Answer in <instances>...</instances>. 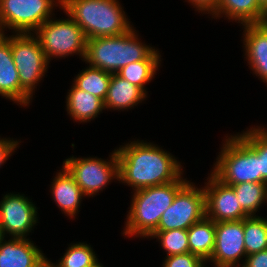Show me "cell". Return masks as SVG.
I'll list each match as a JSON object with an SVG mask.
<instances>
[{
	"label": "cell",
	"instance_id": "1",
	"mask_svg": "<svg viewBox=\"0 0 267 267\" xmlns=\"http://www.w3.org/2000/svg\"><path fill=\"white\" fill-rule=\"evenodd\" d=\"M119 183L133 191L178 181L183 175L181 162L159 145L134 140L116 149Z\"/></svg>",
	"mask_w": 267,
	"mask_h": 267
},
{
	"label": "cell",
	"instance_id": "2",
	"mask_svg": "<svg viewBox=\"0 0 267 267\" xmlns=\"http://www.w3.org/2000/svg\"><path fill=\"white\" fill-rule=\"evenodd\" d=\"M86 39L117 36L133 28L119 0H62V9Z\"/></svg>",
	"mask_w": 267,
	"mask_h": 267
},
{
	"label": "cell",
	"instance_id": "3",
	"mask_svg": "<svg viewBox=\"0 0 267 267\" xmlns=\"http://www.w3.org/2000/svg\"><path fill=\"white\" fill-rule=\"evenodd\" d=\"M183 178L134 191L122 234L148 239L157 229L162 214L173 203L177 192L189 181Z\"/></svg>",
	"mask_w": 267,
	"mask_h": 267
},
{
	"label": "cell",
	"instance_id": "4",
	"mask_svg": "<svg viewBox=\"0 0 267 267\" xmlns=\"http://www.w3.org/2000/svg\"><path fill=\"white\" fill-rule=\"evenodd\" d=\"M138 37L133 27L121 35L87 39L84 62L111 74L117 73L129 63L145 60L155 50Z\"/></svg>",
	"mask_w": 267,
	"mask_h": 267
},
{
	"label": "cell",
	"instance_id": "5",
	"mask_svg": "<svg viewBox=\"0 0 267 267\" xmlns=\"http://www.w3.org/2000/svg\"><path fill=\"white\" fill-rule=\"evenodd\" d=\"M225 137L211 173L226 185L267 183L260 174L258 154L238 134Z\"/></svg>",
	"mask_w": 267,
	"mask_h": 267
},
{
	"label": "cell",
	"instance_id": "6",
	"mask_svg": "<svg viewBox=\"0 0 267 267\" xmlns=\"http://www.w3.org/2000/svg\"><path fill=\"white\" fill-rule=\"evenodd\" d=\"M10 43L13 61L19 73L21 107L29 106L37 84L48 71L49 62L33 33L12 34Z\"/></svg>",
	"mask_w": 267,
	"mask_h": 267
},
{
	"label": "cell",
	"instance_id": "7",
	"mask_svg": "<svg viewBox=\"0 0 267 267\" xmlns=\"http://www.w3.org/2000/svg\"><path fill=\"white\" fill-rule=\"evenodd\" d=\"M67 16V19L51 17L33 33L40 41L49 63L53 58H66L75 54L84 61L87 39L78 24Z\"/></svg>",
	"mask_w": 267,
	"mask_h": 267
},
{
	"label": "cell",
	"instance_id": "8",
	"mask_svg": "<svg viewBox=\"0 0 267 267\" xmlns=\"http://www.w3.org/2000/svg\"><path fill=\"white\" fill-rule=\"evenodd\" d=\"M55 6L62 9V0H0V33L6 34L5 28L13 34L34 33L53 17Z\"/></svg>",
	"mask_w": 267,
	"mask_h": 267
},
{
	"label": "cell",
	"instance_id": "9",
	"mask_svg": "<svg viewBox=\"0 0 267 267\" xmlns=\"http://www.w3.org/2000/svg\"><path fill=\"white\" fill-rule=\"evenodd\" d=\"M110 154L109 160L98 157L70 156L63 161V166L74 177L86 197L97 195L113 179H119L116 149Z\"/></svg>",
	"mask_w": 267,
	"mask_h": 267
},
{
	"label": "cell",
	"instance_id": "10",
	"mask_svg": "<svg viewBox=\"0 0 267 267\" xmlns=\"http://www.w3.org/2000/svg\"><path fill=\"white\" fill-rule=\"evenodd\" d=\"M206 216L205 192L188 181L176 194L173 203L162 214L155 231L188 230Z\"/></svg>",
	"mask_w": 267,
	"mask_h": 267
},
{
	"label": "cell",
	"instance_id": "11",
	"mask_svg": "<svg viewBox=\"0 0 267 267\" xmlns=\"http://www.w3.org/2000/svg\"><path fill=\"white\" fill-rule=\"evenodd\" d=\"M24 194L7 193L0 201V224L5 237L27 238L38 222V208Z\"/></svg>",
	"mask_w": 267,
	"mask_h": 267
},
{
	"label": "cell",
	"instance_id": "12",
	"mask_svg": "<svg viewBox=\"0 0 267 267\" xmlns=\"http://www.w3.org/2000/svg\"><path fill=\"white\" fill-rule=\"evenodd\" d=\"M215 245L211 258L214 267H242L239 263L246 258L243 219L215 223Z\"/></svg>",
	"mask_w": 267,
	"mask_h": 267
},
{
	"label": "cell",
	"instance_id": "13",
	"mask_svg": "<svg viewBox=\"0 0 267 267\" xmlns=\"http://www.w3.org/2000/svg\"><path fill=\"white\" fill-rule=\"evenodd\" d=\"M210 175V176H209ZM203 186L205 192L206 217L215 223L239 221L249 215L241 208L234 189L222 183L211 172Z\"/></svg>",
	"mask_w": 267,
	"mask_h": 267
},
{
	"label": "cell",
	"instance_id": "14",
	"mask_svg": "<svg viewBox=\"0 0 267 267\" xmlns=\"http://www.w3.org/2000/svg\"><path fill=\"white\" fill-rule=\"evenodd\" d=\"M0 267H48V258L29 238L5 237L0 243Z\"/></svg>",
	"mask_w": 267,
	"mask_h": 267
},
{
	"label": "cell",
	"instance_id": "15",
	"mask_svg": "<svg viewBox=\"0 0 267 267\" xmlns=\"http://www.w3.org/2000/svg\"><path fill=\"white\" fill-rule=\"evenodd\" d=\"M245 59L250 70L267 84V25L265 23L242 25Z\"/></svg>",
	"mask_w": 267,
	"mask_h": 267
},
{
	"label": "cell",
	"instance_id": "16",
	"mask_svg": "<svg viewBox=\"0 0 267 267\" xmlns=\"http://www.w3.org/2000/svg\"><path fill=\"white\" fill-rule=\"evenodd\" d=\"M51 194L55 204L71 219L78 214L83 197H86L74 177L62 165L51 182Z\"/></svg>",
	"mask_w": 267,
	"mask_h": 267
},
{
	"label": "cell",
	"instance_id": "17",
	"mask_svg": "<svg viewBox=\"0 0 267 267\" xmlns=\"http://www.w3.org/2000/svg\"><path fill=\"white\" fill-rule=\"evenodd\" d=\"M0 96L21 105L19 73L12 57L10 36L0 33Z\"/></svg>",
	"mask_w": 267,
	"mask_h": 267
},
{
	"label": "cell",
	"instance_id": "18",
	"mask_svg": "<svg viewBox=\"0 0 267 267\" xmlns=\"http://www.w3.org/2000/svg\"><path fill=\"white\" fill-rule=\"evenodd\" d=\"M147 94L138 86L131 84L117 73L111 75L107 95L104 100L105 109L127 110L144 102Z\"/></svg>",
	"mask_w": 267,
	"mask_h": 267
},
{
	"label": "cell",
	"instance_id": "19",
	"mask_svg": "<svg viewBox=\"0 0 267 267\" xmlns=\"http://www.w3.org/2000/svg\"><path fill=\"white\" fill-rule=\"evenodd\" d=\"M225 15L229 20H235L241 26L245 24L263 23L266 11L258 0H218L216 11L211 18L219 19Z\"/></svg>",
	"mask_w": 267,
	"mask_h": 267
},
{
	"label": "cell",
	"instance_id": "20",
	"mask_svg": "<svg viewBox=\"0 0 267 267\" xmlns=\"http://www.w3.org/2000/svg\"><path fill=\"white\" fill-rule=\"evenodd\" d=\"M65 102L67 114L75 122L87 123L105 110L102 99L77 88L74 84L68 90Z\"/></svg>",
	"mask_w": 267,
	"mask_h": 267
},
{
	"label": "cell",
	"instance_id": "21",
	"mask_svg": "<svg viewBox=\"0 0 267 267\" xmlns=\"http://www.w3.org/2000/svg\"><path fill=\"white\" fill-rule=\"evenodd\" d=\"M189 253L200 256L207 262L215 245V222L206 216L194 223L188 230Z\"/></svg>",
	"mask_w": 267,
	"mask_h": 267
},
{
	"label": "cell",
	"instance_id": "22",
	"mask_svg": "<svg viewBox=\"0 0 267 267\" xmlns=\"http://www.w3.org/2000/svg\"><path fill=\"white\" fill-rule=\"evenodd\" d=\"M160 62L161 54L158 49H155L145 60L129 63L122 67L117 74L148 94L145 85L155 77L154 75L161 65Z\"/></svg>",
	"mask_w": 267,
	"mask_h": 267
},
{
	"label": "cell",
	"instance_id": "23",
	"mask_svg": "<svg viewBox=\"0 0 267 267\" xmlns=\"http://www.w3.org/2000/svg\"><path fill=\"white\" fill-rule=\"evenodd\" d=\"M229 186L234 189L241 208L249 216H256L262 204L267 203V183L243 182Z\"/></svg>",
	"mask_w": 267,
	"mask_h": 267
},
{
	"label": "cell",
	"instance_id": "24",
	"mask_svg": "<svg viewBox=\"0 0 267 267\" xmlns=\"http://www.w3.org/2000/svg\"><path fill=\"white\" fill-rule=\"evenodd\" d=\"M111 75V73L104 70L88 66L76 75L72 84L104 101Z\"/></svg>",
	"mask_w": 267,
	"mask_h": 267
},
{
	"label": "cell",
	"instance_id": "25",
	"mask_svg": "<svg viewBox=\"0 0 267 267\" xmlns=\"http://www.w3.org/2000/svg\"><path fill=\"white\" fill-rule=\"evenodd\" d=\"M246 256L267 249V218L248 216L243 219Z\"/></svg>",
	"mask_w": 267,
	"mask_h": 267
},
{
	"label": "cell",
	"instance_id": "26",
	"mask_svg": "<svg viewBox=\"0 0 267 267\" xmlns=\"http://www.w3.org/2000/svg\"><path fill=\"white\" fill-rule=\"evenodd\" d=\"M56 263L48 259V267H92L99 260L90 244L71 243Z\"/></svg>",
	"mask_w": 267,
	"mask_h": 267
},
{
	"label": "cell",
	"instance_id": "27",
	"mask_svg": "<svg viewBox=\"0 0 267 267\" xmlns=\"http://www.w3.org/2000/svg\"><path fill=\"white\" fill-rule=\"evenodd\" d=\"M237 134L258 154L260 174L267 182V128L257 125Z\"/></svg>",
	"mask_w": 267,
	"mask_h": 267
},
{
	"label": "cell",
	"instance_id": "28",
	"mask_svg": "<svg viewBox=\"0 0 267 267\" xmlns=\"http://www.w3.org/2000/svg\"><path fill=\"white\" fill-rule=\"evenodd\" d=\"M160 242L166 256L184 254L189 252L187 230L176 229L168 231H154L150 236Z\"/></svg>",
	"mask_w": 267,
	"mask_h": 267
},
{
	"label": "cell",
	"instance_id": "29",
	"mask_svg": "<svg viewBox=\"0 0 267 267\" xmlns=\"http://www.w3.org/2000/svg\"><path fill=\"white\" fill-rule=\"evenodd\" d=\"M165 257L162 267H207L200 256L189 252Z\"/></svg>",
	"mask_w": 267,
	"mask_h": 267
},
{
	"label": "cell",
	"instance_id": "30",
	"mask_svg": "<svg viewBox=\"0 0 267 267\" xmlns=\"http://www.w3.org/2000/svg\"><path fill=\"white\" fill-rule=\"evenodd\" d=\"M20 143L21 141H17V139L0 137V168L9 159L8 157H11L12 153L14 154Z\"/></svg>",
	"mask_w": 267,
	"mask_h": 267
},
{
	"label": "cell",
	"instance_id": "31",
	"mask_svg": "<svg viewBox=\"0 0 267 267\" xmlns=\"http://www.w3.org/2000/svg\"><path fill=\"white\" fill-rule=\"evenodd\" d=\"M241 263L242 267H267V249L246 256Z\"/></svg>",
	"mask_w": 267,
	"mask_h": 267
},
{
	"label": "cell",
	"instance_id": "32",
	"mask_svg": "<svg viewBox=\"0 0 267 267\" xmlns=\"http://www.w3.org/2000/svg\"><path fill=\"white\" fill-rule=\"evenodd\" d=\"M195 8L196 11L203 14L212 15L217 8L218 0H186Z\"/></svg>",
	"mask_w": 267,
	"mask_h": 267
},
{
	"label": "cell",
	"instance_id": "33",
	"mask_svg": "<svg viewBox=\"0 0 267 267\" xmlns=\"http://www.w3.org/2000/svg\"><path fill=\"white\" fill-rule=\"evenodd\" d=\"M260 6L267 11V0H258Z\"/></svg>",
	"mask_w": 267,
	"mask_h": 267
},
{
	"label": "cell",
	"instance_id": "34",
	"mask_svg": "<svg viewBox=\"0 0 267 267\" xmlns=\"http://www.w3.org/2000/svg\"><path fill=\"white\" fill-rule=\"evenodd\" d=\"M5 238L4 234H3V231H2V227H1V224H0V243L2 242V240Z\"/></svg>",
	"mask_w": 267,
	"mask_h": 267
},
{
	"label": "cell",
	"instance_id": "35",
	"mask_svg": "<svg viewBox=\"0 0 267 267\" xmlns=\"http://www.w3.org/2000/svg\"><path fill=\"white\" fill-rule=\"evenodd\" d=\"M92 267H104L103 264L99 263V261L97 263H95Z\"/></svg>",
	"mask_w": 267,
	"mask_h": 267
},
{
	"label": "cell",
	"instance_id": "36",
	"mask_svg": "<svg viewBox=\"0 0 267 267\" xmlns=\"http://www.w3.org/2000/svg\"><path fill=\"white\" fill-rule=\"evenodd\" d=\"M266 25H267V11H266V15H265V19H264V22Z\"/></svg>",
	"mask_w": 267,
	"mask_h": 267
}]
</instances>
